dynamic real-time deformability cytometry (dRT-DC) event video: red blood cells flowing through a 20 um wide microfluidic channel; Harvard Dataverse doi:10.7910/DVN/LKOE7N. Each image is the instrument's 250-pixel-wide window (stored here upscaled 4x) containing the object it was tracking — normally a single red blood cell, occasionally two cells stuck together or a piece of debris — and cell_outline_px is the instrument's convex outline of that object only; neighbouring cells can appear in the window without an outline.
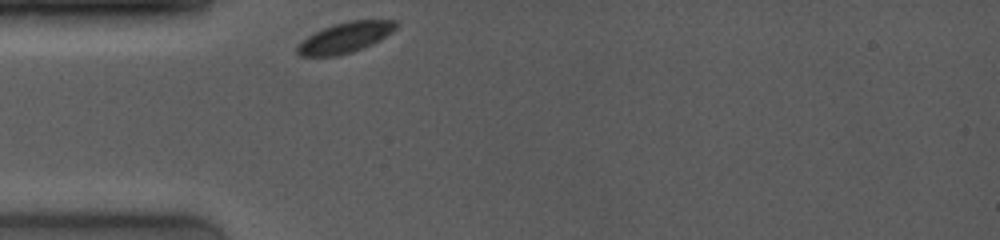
{"species": "common noctule bat (a hibernating species)", "species_latin": "Nyctalus noctula", "temperature_condition": "room temperature", "stored_images_in_passage": 39, "camera_frame_rate_fps": 4000, "um_per_image_px": 0.085, "animal": {"sex": "female", "body_mass_g": 19.0, "forearm_length_mm": 53.3}, "frame": {"image": 1, "passage_image": 1, "time_ms": 0.0, "image_size_px": [1000, 240], "cell_outline_px": [[396, 28], [392, 32], [380, 40], [372, 44], [352, 52], [336, 56], [300, 56], [296, 52], [296, 48], [308, 36], [324, 28], [348, 20], [396, 20]], "centroid_in_image_um": [29.36, 3.2], "position_along_channel_um": 55.6, "area_um2": 17.28}}
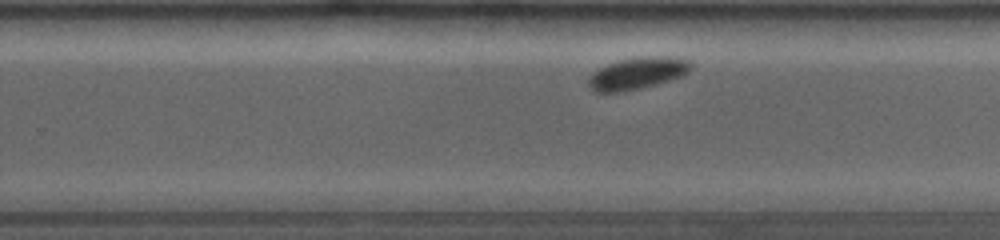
{"frame": {"image": 2, "passage_image": 25, "time_ms": 6.0, "image_size_px": [1000, 240], "cell_outline_px": [[692, 68], [688, 72], [680, 76], [656, 84], [640, 88], [616, 92], [596, 92], [588, 84], [588, 76], [600, 68], [608, 64], [620, 60], [648, 56], [668, 56], [688, 60], [692, 64]], "centroid_in_image_um": [54.18, 6.22], "position_along_channel_um": 275.6, "area_um2": 18.67}}
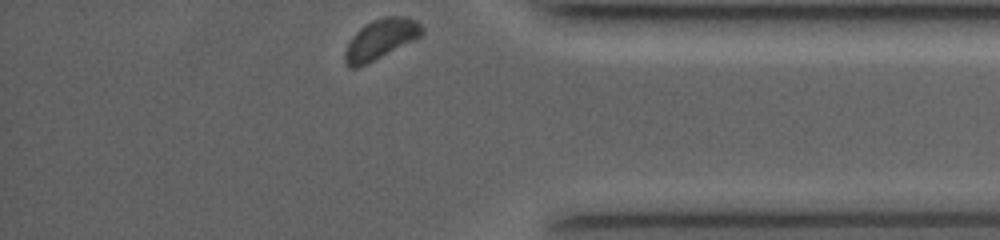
{"frame": {"image": 3, "passage_image": 39, "time_ms": 9.5, "image_size_px": [1000, 240], "cell_outline_px": [[424, 32], [420, 36], [356, 68], [348, 68], [344, 60], [344, 52], [348, 44], [356, 32], [360, 28], [372, 20], [384, 16], [404, 16], [416, 20], [424, 28]], "centroid_in_image_um": [32.34, 3.3], "position_along_channel_um": 402.9, "area_um2": 17.46}}